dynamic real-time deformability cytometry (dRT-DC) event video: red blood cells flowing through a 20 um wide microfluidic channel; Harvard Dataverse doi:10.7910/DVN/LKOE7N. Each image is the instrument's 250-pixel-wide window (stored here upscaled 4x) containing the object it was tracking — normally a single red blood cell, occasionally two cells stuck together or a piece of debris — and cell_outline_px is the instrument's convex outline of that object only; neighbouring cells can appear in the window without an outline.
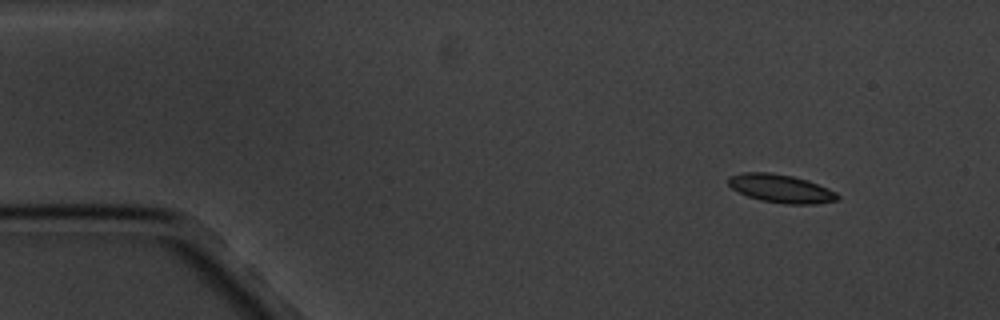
{"species": "common noctule bat (a hibernating species)", "species_latin": "Nyctalus noctula", "temperature_condition": "cold", "stored_images_in_passage": 4, "camera_frame_rate_fps": 3000, "um_per_image_px": 0.085, "animal": {"sex": "male", "body_mass_g": 20.1, "forearm_length_mm": 53.5}, "frame": {"image": 1, "passage_image": 1, "time_ms": 0.0, "image_size_px": [1000, 320], "cell_outline_px": [[840, 196], [836, 200], [816, 204], [784, 204], [760, 200], [748, 196], [732, 188], [728, 184], [728, 176], [740, 172], [768, 172], [792, 176], [808, 180], [828, 188], [836, 192]], "centroid_in_image_um": [66.36, 16.02], "position_along_channel_um": 18.6, "area_um2": 18.03}}
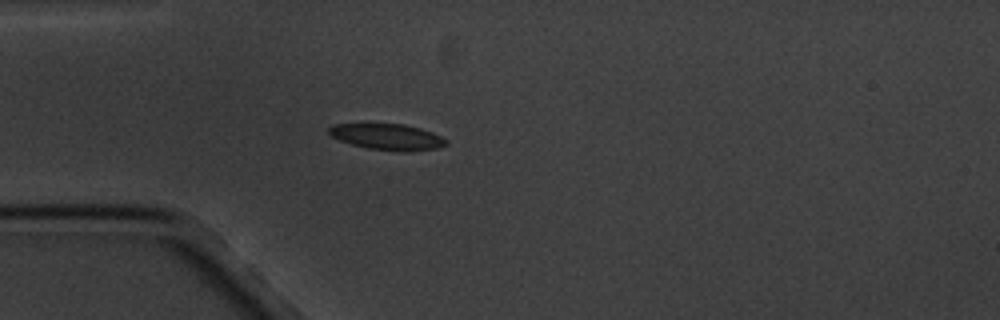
{"frame": {"image": 2, "passage_image": 4, "time_ms": 3.333, "image_size_px": [1000, 320], "cell_outline_px": [[448, 144], [440, 148], [408, 152], [404, 152], [368, 148], [352, 144], [340, 140], [332, 136], [328, 132], [328, 128], [332, 124], [404, 124], [420, 128], [432, 132], [448, 140]], "centroid_in_image_um": [32.97, 11.64], "position_along_channel_um": 52.0, "area_um2": 17.86}}